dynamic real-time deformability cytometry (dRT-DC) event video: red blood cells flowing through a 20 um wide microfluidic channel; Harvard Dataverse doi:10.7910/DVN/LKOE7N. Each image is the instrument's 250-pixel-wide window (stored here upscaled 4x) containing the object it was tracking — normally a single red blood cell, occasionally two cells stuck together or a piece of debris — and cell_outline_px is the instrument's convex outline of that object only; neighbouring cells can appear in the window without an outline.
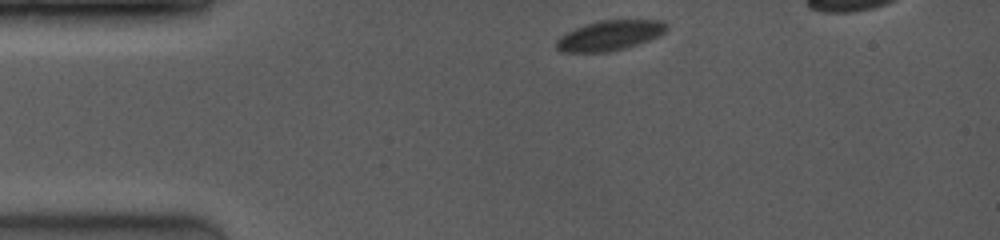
{"species": "common noctule bat (a hibernating species)", "species_latin": "Nyctalus noctula", "temperature_condition": "room temperature", "stored_images_in_passage": 31, "camera_frame_rate_fps": 4000, "um_per_image_px": 0.085, "animal": {"sex": "female", "body_mass_g": 19.0, "forearm_length_mm": 53.3}, "frame": {"image": 1, "passage_image": 1, "time_ms": 0.0, "image_size_px": [1000, 240], "cell_outline_px": [[668, 28], [664, 32], [648, 40], [624, 48], [608, 52], [560, 52], [556, 48], [556, 40], [560, 36], [576, 28], [600, 20], [664, 20], [668, 24]], "centroid_in_image_um": [51.82, 3.01], "position_along_channel_um": 33.2, "area_um2": 19.07}}
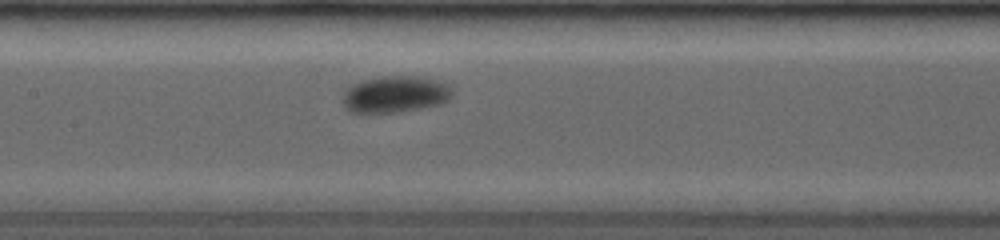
{"frame": {"image": 2, "passage_image": 20, "time_ms": 4.75, "image_size_px": [1000, 240], "cell_outline_px": [[452, 96], [448, 100], [440, 104], [400, 112], [348, 112], [344, 108], [340, 100], [344, 92], [348, 88], [356, 84], [368, 80], [388, 76], [396, 76], [428, 80], [440, 84], [448, 88], [452, 92]], "centroid_in_image_um": [33.48, 8.08], "position_along_channel_um": 173.9, "area_um2": 22.37}}
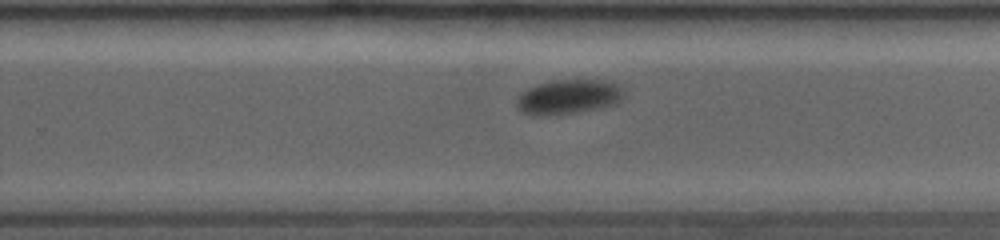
{"frame": {"image": 3, "passage_image": 31, "time_ms": 7.5, "image_size_px": [1000, 240], "cell_outline_px": [[624, 92], [620, 100], [616, 104], [580, 112], [556, 116], [532, 116], [520, 112], [516, 104], [516, 100], [524, 92], [540, 84], [560, 80], [600, 80], [624, 88]], "centroid_in_image_um": [48.3, 8.28], "position_along_channel_um": 281.5, "area_um2": 21.44}}